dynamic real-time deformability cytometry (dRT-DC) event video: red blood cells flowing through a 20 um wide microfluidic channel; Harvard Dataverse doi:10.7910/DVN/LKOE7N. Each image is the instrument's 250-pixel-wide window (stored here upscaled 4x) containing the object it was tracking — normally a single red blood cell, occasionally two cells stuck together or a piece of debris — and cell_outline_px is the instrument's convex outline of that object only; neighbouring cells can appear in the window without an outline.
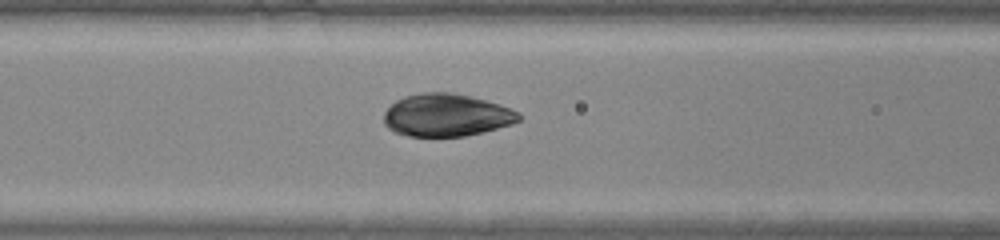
{"species": "common noctule bat (a hibernating species)", "species_latin": "Nyctalus noctula", "temperature_condition": "warm", "stored_images_in_passage": 50, "camera_frame_rate_fps": 3000, "um_per_image_px": 0.085, "animal": {"sex": "male", "body_mass_g": 20.0, "forearm_length_mm": 53.3}, "frame": {"image": 1, "passage_image": 22, "time_ms": 7.0, "image_size_px": [1000, 240], "cell_outline_px": [[520, 120], [512, 124], [484, 132], [464, 136], [408, 136], [396, 132], [388, 128], [384, 124], [384, 112], [396, 100], [404, 96], [424, 92], [452, 92], [472, 96], [520, 112]], "centroid_in_image_um": [37.93, 9.79], "position_along_channel_um": 128.7, "area_um2": 33.41}}
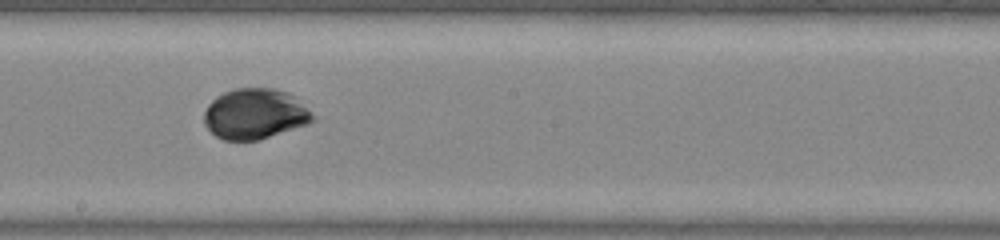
{"frame": {"image": 2, "passage_image": 29, "time_ms": 9.333, "image_size_px": [1000, 240], "cell_outline_px": [[316, 120], [308, 124], [260, 140], [224, 140], [216, 136], [204, 124], [204, 112], [208, 104], [216, 96], [224, 92], [236, 88], [272, 88], [288, 92], [296, 96], [316, 116]], "centroid_in_image_um": [21.7, 9.68], "position_along_channel_um": 226.5, "area_um2": 32.31}}